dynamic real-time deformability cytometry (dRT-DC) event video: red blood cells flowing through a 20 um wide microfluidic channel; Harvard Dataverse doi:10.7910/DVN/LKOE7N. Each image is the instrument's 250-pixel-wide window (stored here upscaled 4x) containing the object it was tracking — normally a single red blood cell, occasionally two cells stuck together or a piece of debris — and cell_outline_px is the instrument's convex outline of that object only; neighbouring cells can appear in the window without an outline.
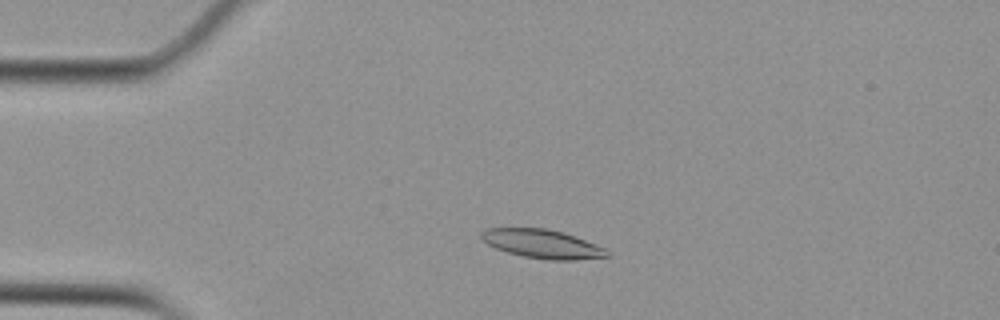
{"species": "Egyptian fruit bat (a non-hibernating species)", "species_latin": "Rousettus aegyptiacus", "temperature_condition": "cold", "stored_images_in_passage": 52, "camera_frame_rate_fps": 3000, "um_per_image_px": 0.085, "animal": {"sex": "female"}, "frame": {"image": 1, "passage_image": 10, "time_ms": 3.0, "image_size_px": [1000, 320], "cell_outline_px": [[612, 256], [576, 260], [548, 260], [524, 256], [508, 252], [496, 248], [488, 244], [480, 236], [480, 232], [484, 228], [548, 228], [564, 232], [596, 244], [604, 248]], "centroid_in_image_um": [46.11, 20.72], "position_along_channel_um": 38.9, "area_um2": 21.1}}
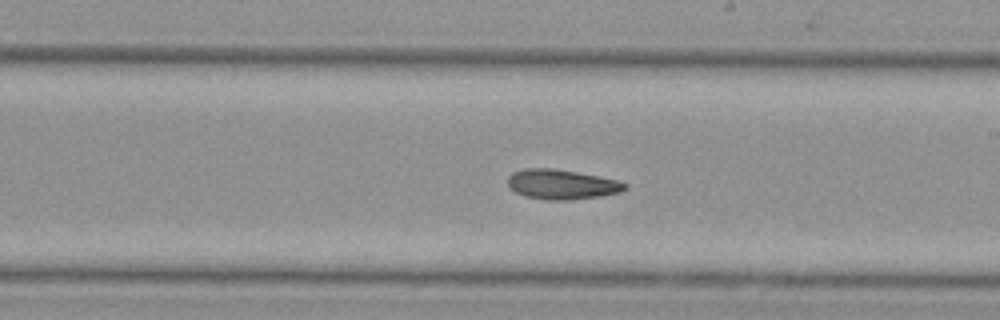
{"frame": {"image": 2, "passage_image": 29, "time_ms": 9.333, "image_size_px": [1000, 320], "cell_outline_px": [[628, 188], [620, 192], [600, 196], [568, 200], [548, 200], [524, 196], [508, 188], [508, 176], [512, 172], [524, 168], [552, 168], [576, 172], [620, 180], [628, 184]], "centroid_in_image_um": [47.74, 15.67], "position_along_channel_um": 241.3, "area_um2": 20.52}}
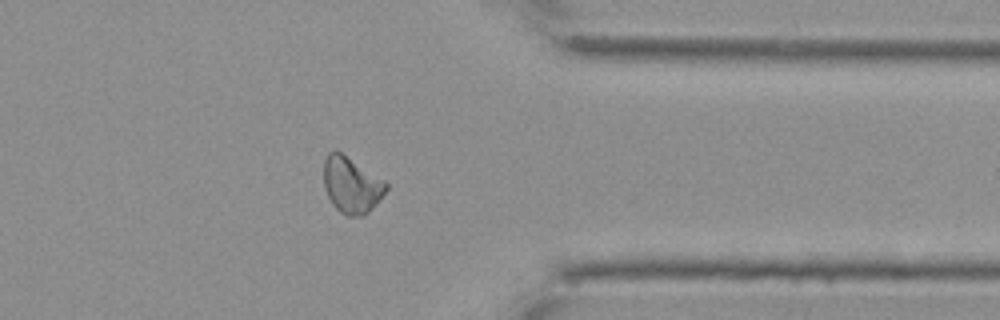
{"frame": {"image": 3, "passage_image": 41, "time_ms": 13.333, "image_size_px": [1000, 320], "cell_outline_px": [[388, 188], [372, 208], [364, 216], [344, 216], [332, 204], [324, 188], [324, 160], [328, 152], [340, 152], [384, 180], [388, 184]], "centroid_in_image_um": [29.86, 15.75], "position_along_channel_um": 381.5, "area_um2": 20.17}, "authors_computed_cell_mechanics": {"area_um2": 20.3745, "velocity_mm_per_s": 3.7351, "shape_relaxation_time_tau1_ms": null, "shape_relaxation_time_tau2_ms": 4.36, "deformation_change_tau1": null, "deformation_change_tau2": 0.1093}}